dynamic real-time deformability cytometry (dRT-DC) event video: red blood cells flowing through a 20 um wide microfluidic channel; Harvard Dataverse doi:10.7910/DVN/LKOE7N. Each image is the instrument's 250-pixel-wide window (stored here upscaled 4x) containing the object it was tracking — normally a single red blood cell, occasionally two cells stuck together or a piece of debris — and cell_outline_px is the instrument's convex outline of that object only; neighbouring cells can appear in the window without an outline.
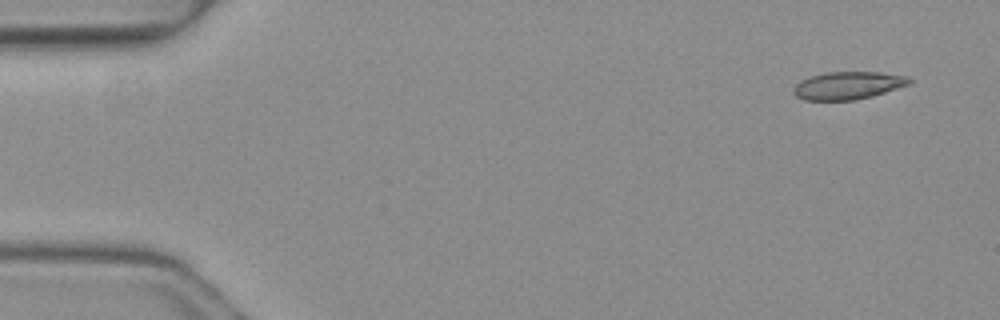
{"species": "common noctule bat (a hibernating species)", "species_latin": "Nyctalus noctula", "temperature_condition": "warm", "stored_images_in_passage": 4, "camera_frame_rate_fps": 3000, "um_per_image_px": 0.085, "animal": {"sex": "female", "body_mass_g": 19.3, "forearm_length_mm": 54.1}, "frame": {"image": 1, "passage_image": 1, "time_ms": 0.0, "image_size_px": [1000, 320], "cell_outline_px": [[912, 84], [872, 96], [856, 100], [804, 100], [796, 96], [792, 92], [792, 88], [800, 80], [812, 76], [828, 72], [880, 72], [908, 76], [912, 80]], "centroid_in_image_um": [72.1, 7.27], "position_along_channel_um": 12.9, "area_um2": 18.84}}
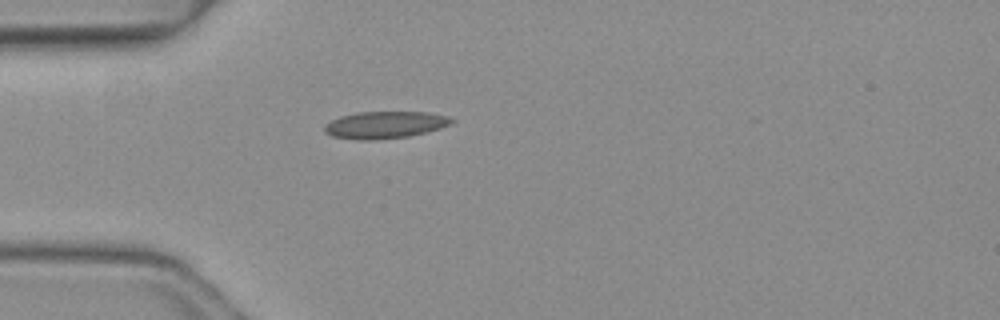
{"frame": {"image": 2, "passage_image": 4, "time_ms": 1.0, "image_size_px": [1000, 320], "cell_outline_px": [[456, 120], [452, 124], [440, 128], [408, 136], [372, 140], [360, 140], [332, 136], [324, 132], [324, 124], [340, 116], [356, 112], [428, 112], [448, 116]], "centroid_in_image_um": [32.72, 10.6], "position_along_channel_um": 52.3, "area_um2": 20.06}}